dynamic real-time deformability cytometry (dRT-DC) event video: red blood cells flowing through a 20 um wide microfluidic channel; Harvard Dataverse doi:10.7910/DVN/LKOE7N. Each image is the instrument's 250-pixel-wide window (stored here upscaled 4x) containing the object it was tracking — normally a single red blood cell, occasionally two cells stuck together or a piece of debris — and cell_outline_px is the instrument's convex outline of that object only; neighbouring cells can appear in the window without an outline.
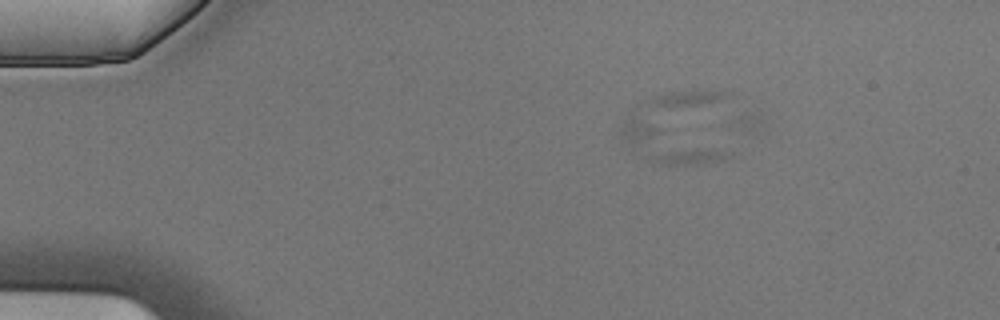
{"species": "Egyptian fruit bat (a non-hibernating species)", "species_latin": "Rousettus aegyptiacus", "temperature_condition": "cold", "stored_images_in_passage": 6, "camera_frame_rate_fps": 3000, "um_per_image_px": 0.085, "animal": {"sex": "male"}, "frame": {"image": 1, "passage_image": 3, "time_ms": 0.667, "image_size_px": [1000, 320], "cell_outline_px": [[736, 152], [732, 156], [724, 160], [704, 164], [660, 164], [640, 156], [620, 136], [620, 128], [624, 120], [636, 120]], "centroid_in_image_um": [56.92, 12.37], "position_along_channel_um": 28.1, "area_um2": 21.1}}